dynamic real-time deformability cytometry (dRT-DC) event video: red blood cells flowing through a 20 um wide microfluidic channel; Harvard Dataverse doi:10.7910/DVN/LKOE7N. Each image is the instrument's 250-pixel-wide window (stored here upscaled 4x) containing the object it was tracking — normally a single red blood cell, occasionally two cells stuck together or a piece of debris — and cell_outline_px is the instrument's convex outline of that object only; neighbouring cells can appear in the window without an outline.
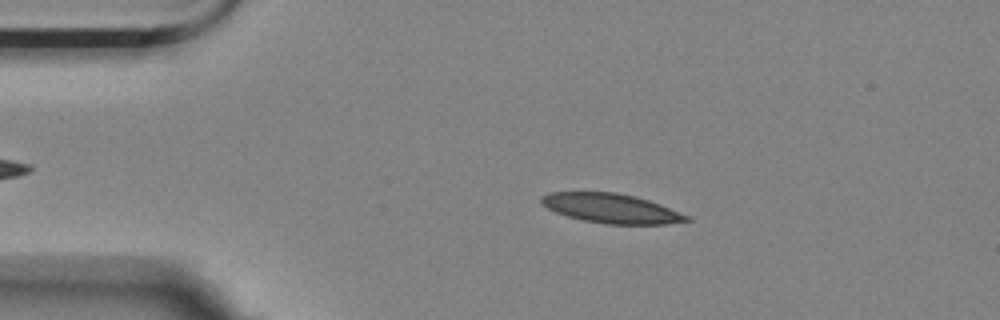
{"species": "Egyptian fruit bat (a non-hibernating species)", "species_latin": "Rousettus aegyptiacus", "temperature_condition": "room temperature", "stored_images_in_passage": 48, "camera_frame_rate_fps": 3000, "um_per_image_px": 0.085, "animal": {"sex": "female"}, "frame": {"image": 1, "passage_image": 10, "time_ms": 3.0, "image_size_px": [1000, 320], "cell_outline_px": [[692, 220], [664, 224], [604, 224], [584, 220], [568, 216], [556, 212], [548, 208], [540, 200], [540, 196], [548, 192], [616, 192], [648, 200], [660, 204], [692, 216]], "centroid_in_image_um": [51.98, 17.71], "position_along_channel_um": 33.0, "area_um2": 24.85}}
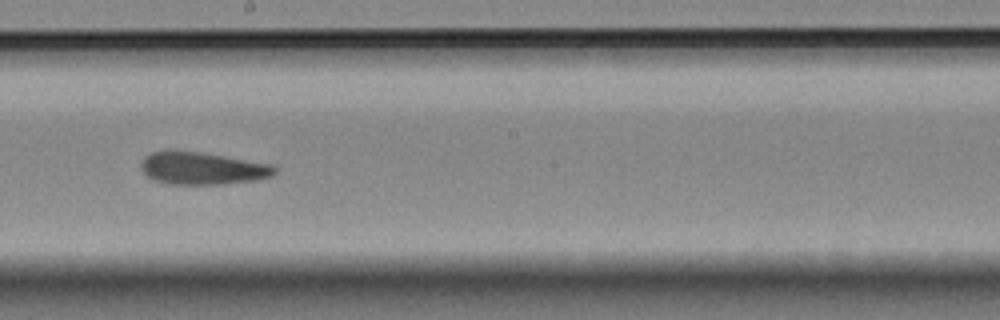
{"frame": {"image": 2, "passage_image": 30, "time_ms": 9.667, "image_size_px": [1000, 320], "cell_outline_px": [[276, 172], [272, 176], [256, 180], [224, 184], [168, 184], [152, 180], [140, 168], [140, 164], [144, 156], [152, 152], [200, 152], [272, 164], [276, 168]], "centroid_in_image_um": [17.21, 14.33], "position_along_channel_um": 231.0, "area_um2": 25.03}}
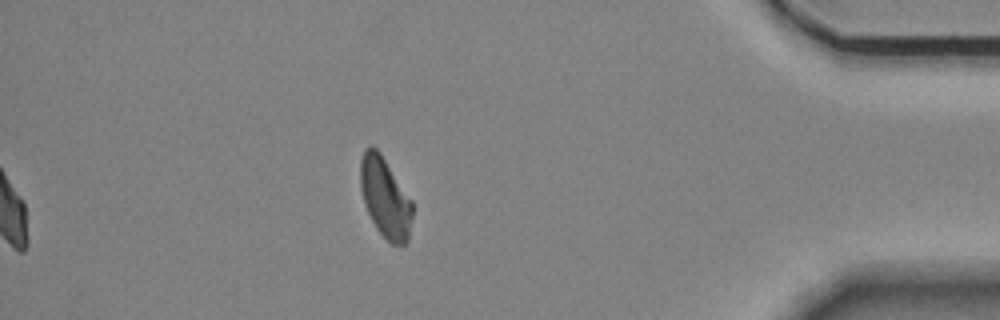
{"frame": {"image": 3, "passage_image": 48, "time_ms": 15.667, "image_size_px": [1000, 320], "cell_outline_px": [[412, 216], [408, 240], [404, 244], [392, 244], [376, 228], [364, 204], [360, 188], [360, 160], [364, 148], [368, 144], [372, 144], [380, 152], [412, 200]], "centroid_in_image_um": [32.72, 16.74], "position_along_channel_um": 402.5, "area_um2": 24.33}, "authors_computed_cell_mechanics": {"area_um2": 24.9696, "velocity_mm_per_s": 3.5619, "shape_relaxation_time_tau1_ms": 9.737, "shape_relaxation_time_tau2_ms": 3.7874, "deformation_change_tau1": 0.185, "deformation_change_tau2": 0.1216}}